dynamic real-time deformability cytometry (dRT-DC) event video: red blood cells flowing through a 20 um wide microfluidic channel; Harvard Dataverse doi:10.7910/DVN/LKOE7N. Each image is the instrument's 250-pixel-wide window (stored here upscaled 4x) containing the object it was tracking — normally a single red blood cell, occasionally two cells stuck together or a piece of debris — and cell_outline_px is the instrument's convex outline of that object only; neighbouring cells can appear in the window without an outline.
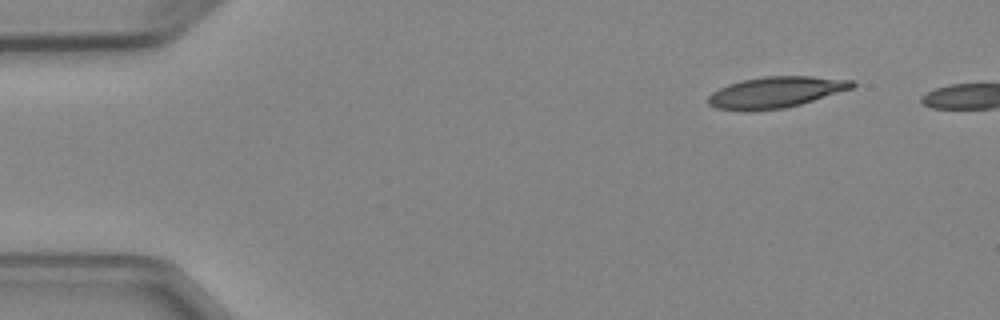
{"species": "Egyptian fruit bat (a non-hibernating species)", "species_latin": "Rousettus aegyptiacus", "temperature_condition": "cold", "stored_images_in_passage": 2, "camera_frame_rate_fps": 3000, "um_per_image_px": 0.085, "animal": {"sex": "female"}, "frame": {"image": 1, "passage_image": 1, "time_ms": 0.0, "image_size_px": [1000, 320], "cell_outline_px": [[856, 84], [852, 88], [800, 104], [784, 108], [716, 108], [708, 104], [708, 96], [712, 92], [728, 84], [740, 80], [764, 76], [812, 76], [856, 80]], "centroid_in_image_um": [66.0, 7.78], "position_along_channel_um": 19.0, "area_um2": 25.32}}